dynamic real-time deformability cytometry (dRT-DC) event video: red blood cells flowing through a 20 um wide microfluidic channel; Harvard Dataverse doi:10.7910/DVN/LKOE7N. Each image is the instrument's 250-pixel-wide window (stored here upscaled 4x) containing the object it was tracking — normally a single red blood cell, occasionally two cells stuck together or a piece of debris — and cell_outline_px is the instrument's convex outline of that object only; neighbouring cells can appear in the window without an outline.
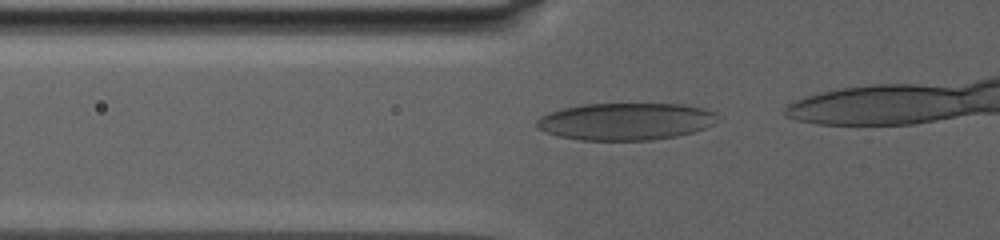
{"species": "human", "species_latin": "Homo sapiens", "temperature_condition": "warm", "stored_images_in_passage": 41, "camera_frame_rate_fps": 3000, "um_per_image_px": 0.085, "donor": {"sex": "male"}, "frame": {"image": 1, "passage_image": 2, "time_ms": 0.333, "image_size_px": [1000, 240], "cell_outline_px": [[720, 120], [716, 124], [692, 132], [676, 136], [652, 140], [580, 140], [560, 136], [536, 128], [536, 120], [540, 116], [548, 112], [560, 108], [584, 104], [684, 104], [716, 112], [720, 116]], "centroid_in_image_um": [53.2, 10.31], "position_along_channel_um": 72.6, "area_um2": 39.48}}
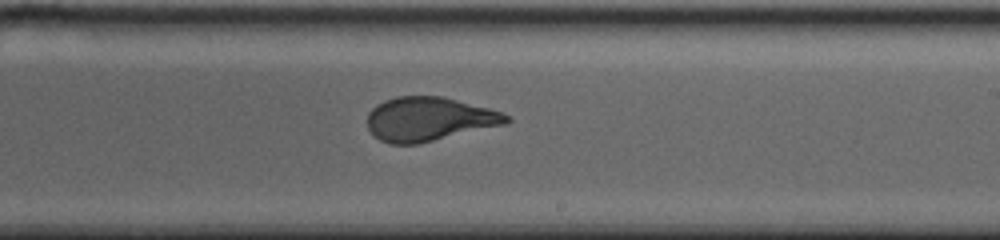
{"frame": {"image": 2, "passage_image": 24, "time_ms": 7.667, "image_size_px": [1000, 240], "cell_outline_px": [[512, 120], [508, 124], [416, 144], [388, 144], [380, 140], [368, 128], [368, 112], [376, 104], [384, 100], [396, 96], [440, 96], [488, 108], [512, 116]], "centroid_in_image_um": [36.48, 10.12], "position_along_channel_um": 252.5, "area_um2": 35.6}}
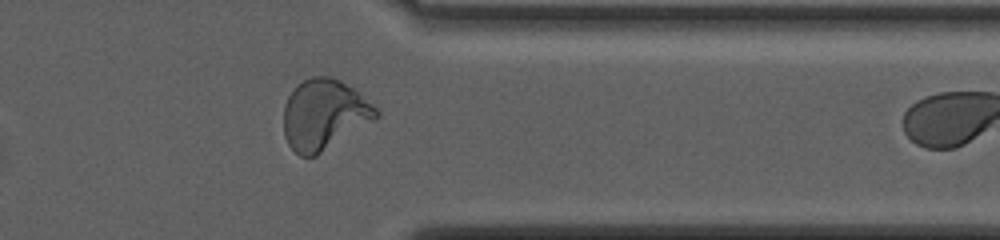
{"frame": {"image": 3, "passage_image": 40, "time_ms": 13.0, "image_size_px": [1000, 240], "cell_outline_px": [[380, 116], [376, 120], [316, 156], [300, 156], [288, 144], [284, 136], [284, 104], [288, 96], [304, 80], [312, 76], [328, 76], [340, 80], [352, 88], [372, 104], [380, 112]], "centroid_in_image_um": [27.56, 9.76], "position_along_channel_um": 383.8, "area_um2": 37.8}}